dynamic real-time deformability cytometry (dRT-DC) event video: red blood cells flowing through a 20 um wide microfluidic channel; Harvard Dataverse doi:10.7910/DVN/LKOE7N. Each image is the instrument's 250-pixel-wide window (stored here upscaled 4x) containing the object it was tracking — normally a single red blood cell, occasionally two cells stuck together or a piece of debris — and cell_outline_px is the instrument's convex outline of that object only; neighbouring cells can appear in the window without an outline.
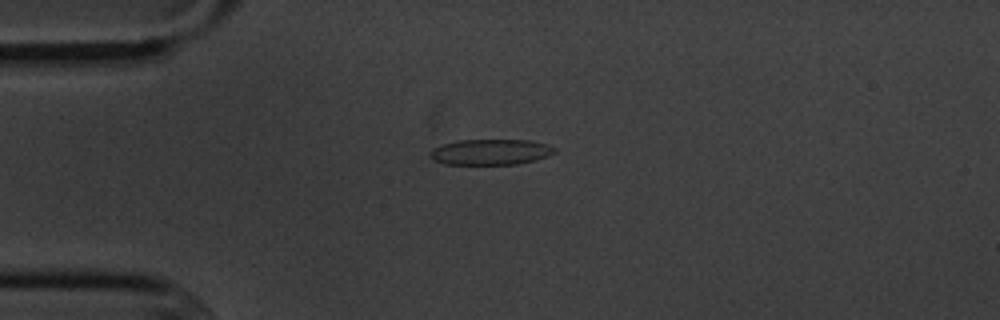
{"species": "common noctule bat (a hibernating species)", "species_latin": "Nyctalus noctula", "temperature_condition": "cold", "stored_images_in_passage": 14, "camera_frame_rate_fps": 3000, "um_per_image_px": 0.085, "animal": {"sex": "male", "body_mass_g": 20.1, "forearm_length_mm": 53.5}, "frame": {"image": 1, "passage_image": 3, "time_ms": 3.333, "image_size_px": [1000, 320], "cell_outline_px": [[556, 152], [548, 156], [536, 160], [516, 164], [444, 164], [432, 160], [428, 152], [432, 148], [440, 144], [460, 140], [532, 140], [556, 148]], "centroid_in_image_um": [41.66, 12.92], "position_along_channel_um": 43.3, "area_um2": 18.79}}
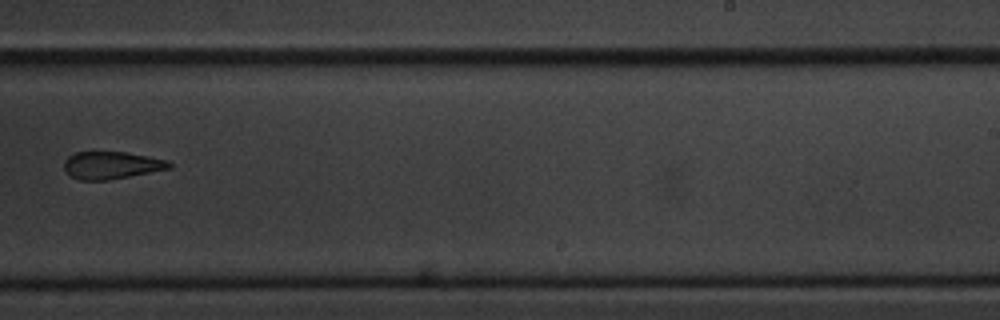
{"frame": {"image": 2, "passage_image": 9, "time_ms": 10.333, "image_size_px": [1000, 320], "cell_outline_px": [[172, 168], [108, 180], [80, 180], [72, 176], [64, 168], [64, 160], [68, 156], [76, 152], [124, 152], [168, 160], [172, 164]], "centroid_in_image_um": [9.48, 14.04], "position_along_channel_um": 279.5, "area_um2": 16.65}}
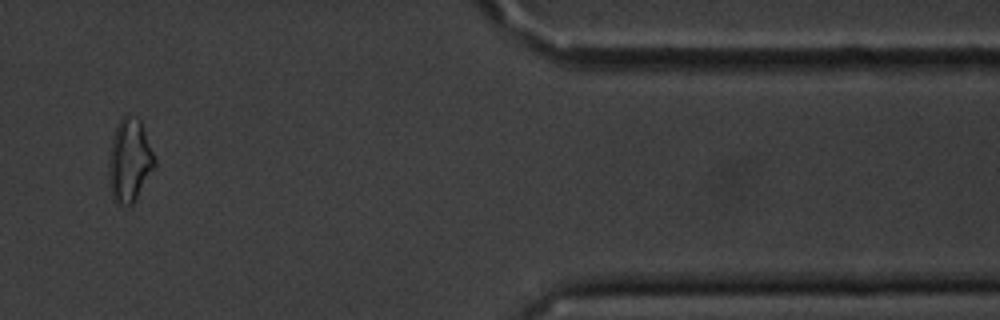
{"frame": {"image": 3, "passage_image": 12, "time_ms": 14.667, "image_size_px": [1000, 320], "cell_outline_px": [[156, 168], [132, 204], [116, 204], [112, 200], [108, 184], [108, 160], [112, 136], [116, 124], [124, 112], [128, 112], [140, 120], [144, 128], [156, 160]], "centroid_in_image_um": [10.99, 13.61], "position_along_channel_um": 400.4, "area_um2": 23.0}, "authors_computed_cell_mechanics": {"area_um2": 19.0451, "velocity_mm_per_s": 3.6336, "shape_relaxation_time_tau1_ms": 4.219, "shape_relaxation_time_tau2_ms": null, "deformation_change_tau1": 0.0702, "deformation_change_tau2": null}}